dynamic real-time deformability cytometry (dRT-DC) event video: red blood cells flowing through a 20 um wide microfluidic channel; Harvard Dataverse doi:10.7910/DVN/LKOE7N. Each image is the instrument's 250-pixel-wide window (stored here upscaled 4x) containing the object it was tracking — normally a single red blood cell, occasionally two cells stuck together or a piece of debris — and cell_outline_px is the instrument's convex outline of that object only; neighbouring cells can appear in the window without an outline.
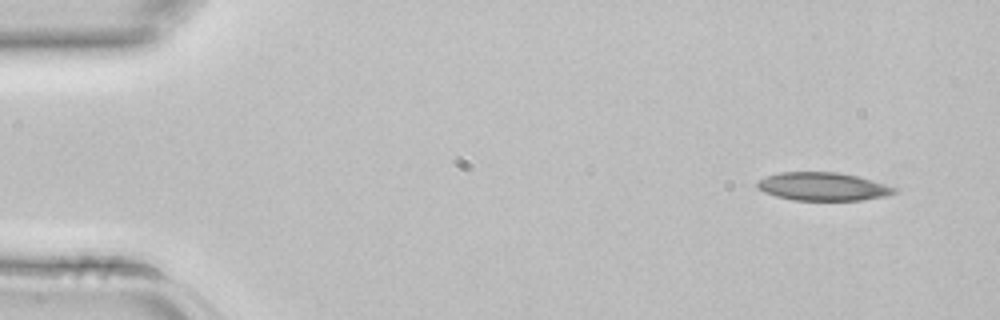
{"species": "common noctule bat (a hibernating species)", "species_latin": "Nyctalus noctula", "temperature_condition": "room temperature", "stored_images_in_passage": 3, "camera_frame_rate_fps": 3000, "um_per_image_px": 0.085, "animal": {"sex": "female", "body_mass_g": 22.7, "forearm_length_mm": 54.2}, "frame": {"image": 1, "passage_image": 1, "time_ms": 0.0, "image_size_px": [1000, 320], "cell_outline_px": [[900, 192], [884, 196], [864, 200], [792, 200], [776, 196], [764, 192], [756, 184], [756, 180], [780, 172], [836, 172], [856, 176], [884, 184], [896, 188]], "centroid_in_image_um": [69.94, 15.86], "position_along_channel_um": 15.1, "area_um2": 22.37}}
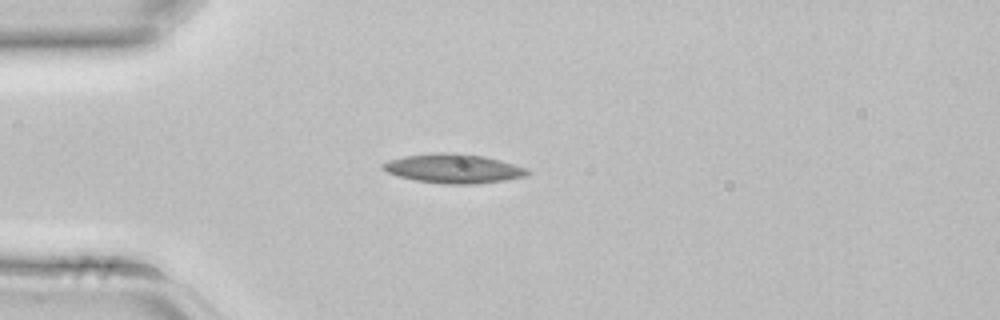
{"frame": {"image": 2, "passage_image": 3, "time_ms": 0.667, "image_size_px": [1000, 320], "cell_outline_px": [[532, 172], [528, 176], [504, 180], [476, 184], [444, 184], [416, 180], [396, 176], [388, 172], [380, 164], [388, 160], [404, 156], [444, 152], [484, 156], [500, 160], [528, 168]], "centroid_in_image_um": [38.58, 14.33], "position_along_channel_um": 46.4, "area_um2": 24.57}}